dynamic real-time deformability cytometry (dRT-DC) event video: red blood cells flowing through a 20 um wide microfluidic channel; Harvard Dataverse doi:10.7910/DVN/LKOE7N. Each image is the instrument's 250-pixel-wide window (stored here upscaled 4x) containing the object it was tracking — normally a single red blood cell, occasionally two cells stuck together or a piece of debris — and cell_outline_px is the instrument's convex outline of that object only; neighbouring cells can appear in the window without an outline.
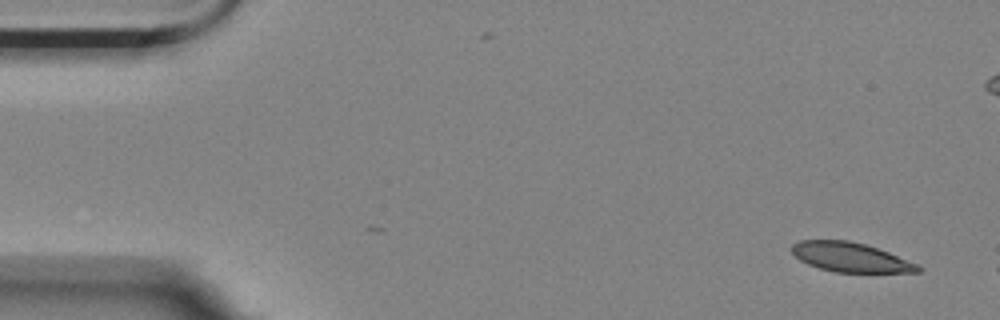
{"species": "Egyptian fruit bat (a non-hibernating species)", "species_latin": "Rousettus aegyptiacus", "temperature_condition": "room temperature", "stored_images_in_passage": 8, "camera_frame_rate_fps": 3000, "um_per_image_px": 0.085, "animal": {"sex": "female"}, "frame": {"image": 1, "passage_image": 1, "time_ms": 0.0, "image_size_px": [1000, 320], "cell_outline_px": [[924, 268], [920, 272], [836, 272], [820, 268], [808, 264], [800, 260], [792, 252], [792, 244], [800, 240], [848, 240], [864, 244], [888, 252], [920, 264]], "centroid_in_image_um": [72.33, 21.87], "position_along_channel_um": 12.7, "area_um2": 21.56}}